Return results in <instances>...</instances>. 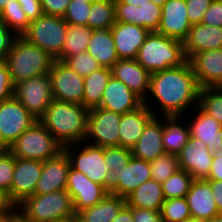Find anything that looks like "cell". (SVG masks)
Masks as SVG:
<instances>
[{
	"label": "cell",
	"instance_id": "cell-30",
	"mask_svg": "<svg viewBox=\"0 0 222 222\" xmlns=\"http://www.w3.org/2000/svg\"><path fill=\"white\" fill-rule=\"evenodd\" d=\"M126 205V198L108 193L98 204L76 214L81 222H112Z\"/></svg>",
	"mask_w": 222,
	"mask_h": 222
},
{
	"label": "cell",
	"instance_id": "cell-14",
	"mask_svg": "<svg viewBox=\"0 0 222 222\" xmlns=\"http://www.w3.org/2000/svg\"><path fill=\"white\" fill-rule=\"evenodd\" d=\"M66 191L71 196L75 214L98 204L109 193L72 166L68 171Z\"/></svg>",
	"mask_w": 222,
	"mask_h": 222
},
{
	"label": "cell",
	"instance_id": "cell-37",
	"mask_svg": "<svg viewBox=\"0 0 222 222\" xmlns=\"http://www.w3.org/2000/svg\"><path fill=\"white\" fill-rule=\"evenodd\" d=\"M198 106L222 125V91L218 87L201 88Z\"/></svg>",
	"mask_w": 222,
	"mask_h": 222
},
{
	"label": "cell",
	"instance_id": "cell-36",
	"mask_svg": "<svg viewBox=\"0 0 222 222\" xmlns=\"http://www.w3.org/2000/svg\"><path fill=\"white\" fill-rule=\"evenodd\" d=\"M0 19L5 26L17 36H21L31 23L17 0L7 4L6 7L0 11Z\"/></svg>",
	"mask_w": 222,
	"mask_h": 222
},
{
	"label": "cell",
	"instance_id": "cell-39",
	"mask_svg": "<svg viewBox=\"0 0 222 222\" xmlns=\"http://www.w3.org/2000/svg\"><path fill=\"white\" fill-rule=\"evenodd\" d=\"M150 163L151 179L164 182L169 176L180 169L178 156L165 153Z\"/></svg>",
	"mask_w": 222,
	"mask_h": 222
},
{
	"label": "cell",
	"instance_id": "cell-6",
	"mask_svg": "<svg viewBox=\"0 0 222 222\" xmlns=\"http://www.w3.org/2000/svg\"><path fill=\"white\" fill-rule=\"evenodd\" d=\"M8 150L16 158L44 162L60 153L63 146L37 120L16 139Z\"/></svg>",
	"mask_w": 222,
	"mask_h": 222
},
{
	"label": "cell",
	"instance_id": "cell-2",
	"mask_svg": "<svg viewBox=\"0 0 222 222\" xmlns=\"http://www.w3.org/2000/svg\"><path fill=\"white\" fill-rule=\"evenodd\" d=\"M88 113L83 105L53 99L38 121L64 147L85 141Z\"/></svg>",
	"mask_w": 222,
	"mask_h": 222
},
{
	"label": "cell",
	"instance_id": "cell-33",
	"mask_svg": "<svg viewBox=\"0 0 222 222\" xmlns=\"http://www.w3.org/2000/svg\"><path fill=\"white\" fill-rule=\"evenodd\" d=\"M92 31L87 26L68 24L62 51L55 59L64 61L71 55L86 52Z\"/></svg>",
	"mask_w": 222,
	"mask_h": 222
},
{
	"label": "cell",
	"instance_id": "cell-16",
	"mask_svg": "<svg viewBox=\"0 0 222 222\" xmlns=\"http://www.w3.org/2000/svg\"><path fill=\"white\" fill-rule=\"evenodd\" d=\"M191 111L188 115H184L190 130V137L205 143L208 150L214 155H222V125L199 106Z\"/></svg>",
	"mask_w": 222,
	"mask_h": 222
},
{
	"label": "cell",
	"instance_id": "cell-35",
	"mask_svg": "<svg viewBox=\"0 0 222 222\" xmlns=\"http://www.w3.org/2000/svg\"><path fill=\"white\" fill-rule=\"evenodd\" d=\"M194 178L185 170L179 169L161 183L165 199L183 198L190 190Z\"/></svg>",
	"mask_w": 222,
	"mask_h": 222
},
{
	"label": "cell",
	"instance_id": "cell-22",
	"mask_svg": "<svg viewBox=\"0 0 222 222\" xmlns=\"http://www.w3.org/2000/svg\"><path fill=\"white\" fill-rule=\"evenodd\" d=\"M111 32L119 59H136L140 47L150 33L146 28L123 22H115Z\"/></svg>",
	"mask_w": 222,
	"mask_h": 222
},
{
	"label": "cell",
	"instance_id": "cell-13",
	"mask_svg": "<svg viewBox=\"0 0 222 222\" xmlns=\"http://www.w3.org/2000/svg\"><path fill=\"white\" fill-rule=\"evenodd\" d=\"M53 97L56 100L83 105L84 77L63 61L56 60L49 71Z\"/></svg>",
	"mask_w": 222,
	"mask_h": 222
},
{
	"label": "cell",
	"instance_id": "cell-29",
	"mask_svg": "<svg viewBox=\"0 0 222 222\" xmlns=\"http://www.w3.org/2000/svg\"><path fill=\"white\" fill-rule=\"evenodd\" d=\"M87 52L96 59L101 67L111 69L119 60L111 28L93 30Z\"/></svg>",
	"mask_w": 222,
	"mask_h": 222
},
{
	"label": "cell",
	"instance_id": "cell-55",
	"mask_svg": "<svg viewBox=\"0 0 222 222\" xmlns=\"http://www.w3.org/2000/svg\"><path fill=\"white\" fill-rule=\"evenodd\" d=\"M112 222H134L132 215V207L127 204L121 209L119 214L116 216Z\"/></svg>",
	"mask_w": 222,
	"mask_h": 222
},
{
	"label": "cell",
	"instance_id": "cell-62",
	"mask_svg": "<svg viewBox=\"0 0 222 222\" xmlns=\"http://www.w3.org/2000/svg\"><path fill=\"white\" fill-rule=\"evenodd\" d=\"M158 6H163L167 0H150Z\"/></svg>",
	"mask_w": 222,
	"mask_h": 222
},
{
	"label": "cell",
	"instance_id": "cell-32",
	"mask_svg": "<svg viewBox=\"0 0 222 222\" xmlns=\"http://www.w3.org/2000/svg\"><path fill=\"white\" fill-rule=\"evenodd\" d=\"M111 77L112 70L105 67H101L84 77V107L91 109L100 105L104 90Z\"/></svg>",
	"mask_w": 222,
	"mask_h": 222
},
{
	"label": "cell",
	"instance_id": "cell-15",
	"mask_svg": "<svg viewBox=\"0 0 222 222\" xmlns=\"http://www.w3.org/2000/svg\"><path fill=\"white\" fill-rule=\"evenodd\" d=\"M43 162L15 157L12 185L7 193L9 201L17 206L25 198L34 195L38 180L42 174Z\"/></svg>",
	"mask_w": 222,
	"mask_h": 222
},
{
	"label": "cell",
	"instance_id": "cell-40",
	"mask_svg": "<svg viewBox=\"0 0 222 222\" xmlns=\"http://www.w3.org/2000/svg\"><path fill=\"white\" fill-rule=\"evenodd\" d=\"M162 15V7L152 1L137 6V26L148 29L150 32L157 31Z\"/></svg>",
	"mask_w": 222,
	"mask_h": 222
},
{
	"label": "cell",
	"instance_id": "cell-58",
	"mask_svg": "<svg viewBox=\"0 0 222 222\" xmlns=\"http://www.w3.org/2000/svg\"><path fill=\"white\" fill-rule=\"evenodd\" d=\"M150 0H114L115 3H125V4H130V5H135V6H141L144 4H147Z\"/></svg>",
	"mask_w": 222,
	"mask_h": 222
},
{
	"label": "cell",
	"instance_id": "cell-7",
	"mask_svg": "<svg viewBox=\"0 0 222 222\" xmlns=\"http://www.w3.org/2000/svg\"><path fill=\"white\" fill-rule=\"evenodd\" d=\"M67 28L63 17L43 14L28 25L21 37L56 58L62 51Z\"/></svg>",
	"mask_w": 222,
	"mask_h": 222
},
{
	"label": "cell",
	"instance_id": "cell-52",
	"mask_svg": "<svg viewBox=\"0 0 222 222\" xmlns=\"http://www.w3.org/2000/svg\"><path fill=\"white\" fill-rule=\"evenodd\" d=\"M132 215L134 222H162L161 211L132 207Z\"/></svg>",
	"mask_w": 222,
	"mask_h": 222
},
{
	"label": "cell",
	"instance_id": "cell-1",
	"mask_svg": "<svg viewBox=\"0 0 222 222\" xmlns=\"http://www.w3.org/2000/svg\"><path fill=\"white\" fill-rule=\"evenodd\" d=\"M200 89L187 60L181 66L152 73L148 94L143 102L155 116H184L193 106L196 108L199 105Z\"/></svg>",
	"mask_w": 222,
	"mask_h": 222
},
{
	"label": "cell",
	"instance_id": "cell-20",
	"mask_svg": "<svg viewBox=\"0 0 222 222\" xmlns=\"http://www.w3.org/2000/svg\"><path fill=\"white\" fill-rule=\"evenodd\" d=\"M188 62L200 88L218 87L222 82V48L194 54Z\"/></svg>",
	"mask_w": 222,
	"mask_h": 222
},
{
	"label": "cell",
	"instance_id": "cell-66",
	"mask_svg": "<svg viewBox=\"0 0 222 222\" xmlns=\"http://www.w3.org/2000/svg\"><path fill=\"white\" fill-rule=\"evenodd\" d=\"M186 222H200V221H196V220H189V221H186Z\"/></svg>",
	"mask_w": 222,
	"mask_h": 222
},
{
	"label": "cell",
	"instance_id": "cell-41",
	"mask_svg": "<svg viewBox=\"0 0 222 222\" xmlns=\"http://www.w3.org/2000/svg\"><path fill=\"white\" fill-rule=\"evenodd\" d=\"M63 62L82 77H85L91 74L93 71L101 68L96 59L87 51L76 55H71Z\"/></svg>",
	"mask_w": 222,
	"mask_h": 222
},
{
	"label": "cell",
	"instance_id": "cell-28",
	"mask_svg": "<svg viewBox=\"0 0 222 222\" xmlns=\"http://www.w3.org/2000/svg\"><path fill=\"white\" fill-rule=\"evenodd\" d=\"M190 138L184 116H163L162 141L165 153L178 155Z\"/></svg>",
	"mask_w": 222,
	"mask_h": 222
},
{
	"label": "cell",
	"instance_id": "cell-25",
	"mask_svg": "<svg viewBox=\"0 0 222 222\" xmlns=\"http://www.w3.org/2000/svg\"><path fill=\"white\" fill-rule=\"evenodd\" d=\"M185 199L189 205L192 220L201 222L219 215L210 183L206 179H194Z\"/></svg>",
	"mask_w": 222,
	"mask_h": 222
},
{
	"label": "cell",
	"instance_id": "cell-4",
	"mask_svg": "<svg viewBox=\"0 0 222 222\" xmlns=\"http://www.w3.org/2000/svg\"><path fill=\"white\" fill-rule=\"evenodd\" d=\"M137 62L151 74L183 65L187 59L183 42L150 32L138 51Z\"/></svg>",
	"mask_w": 222,
	"mask_h": 222
},
{
	"label": "cell",
	"instance_id": "cell-12",
	"mask_svg": "<svg viewBox=\"0 0 222 222\" xmlns=\"http://www.w3.org/2000/svg\"><path fill=\"white\" fill-rule=\"evenodd\" d=\"M121 114L95 107L89 109L85 142L100 147L119 145Z\"/></svg>",
	"mask_w": 222,
	"mask_h": 222
},
{
	"label": "cell",
	"instance_id": "cell-21",
	"mask_svg": "<svg viewBox=\"0 0 222 222\" xmlns=\"http://www.w3.org/2000/svg\"><path fill=\"white\" fill-rule=\"evenodd\" d=\"M144 104L143 100L132 92L122 81L109 79L98 107L124 114L134 111Z\"/></svg>",
	"mask_w": 222,
	"mask_h": 222
},
{
	"label": "cell",
	"instance_id": "cell-17",
	"mask_svg": "<svg viewBox=\"0 0 222 222\" xmlns=\"http://www.w3.org/2000/svg\"><path fill=\"white\" fill-rule=\"evenodd\" d=\"M191 27L186 0H167L162 6L161 20L156 32L183 42Z\"/></svg>",
	"mask_w": 222,
	"mask_h": 222
},
{
	"label": "cell",
	"instance_id": "cell-50",
	"mask_svg": "<svg viewBox=\"0 0 222 222\" xmlns=\"http://www.w3.org/2000/svg\"><path fill=\"white\" fill-rule=\"evenodd\" d=\"M44 14L63 17L71 0H40Z\"/></svg>",
	"mask_w": 222,
	"mask_h": 222
},
{
	"label": "cell",
	"instance_id": "cell-18",
	"mask_svg": "<svg viewBox=\"0 0 222 222\" xmlns=\"http://www.w3.org/2000/svg\"><path fill=\"white\" fill-rule=\"evenodd\" d=\"M213 155L205 143L190 137L177 156L180 169L188 172L194 179H206L209 176Z\"/></svg>",
	"mask_w": 222,
	"mask_h": 222
},
{
	"label": "cell",
	"instance_id": "cell-10",
	"mask_svg": "<svg viewBox=\"0 0 222 222\" xmlns=\"http://www.w3.org/2000/svg\"><path fill=\"white\" fill-rule=\"evenodd\" d=\"M63 149L74 169L85 174L91 181L104 186V177L108 172L104 160V147L91 145L84 141L66 145Z\"/></svg>",
	"mask_w": 222,
	"mask_h": 222
},
{
	"label": "cell",
	"instance_id": "cell-43",
	"mask_svg": "<svg viewBox=\"0 0 222 222\" xmlns=\"http://www.w3.org/2000/svg\"><path fill=\"white\" fill-rule=\"evenodd\" d=\"M132 157V151L122 146L104 147V160L108 169L113 171L126 167Z\"/></svg>",
	"mask_w": 222,
	"mask_h": 222
},
{
	"label": "cell",
	"instance_id": "cell-64",
	"mask_svg": "<svg viewBox=\"0 0 222 222\" xmlns=\"http://www.w3.org/2000/svg\"><path fill=\"white\" fill-rule=\"evenodd\" d=\"M73 1L93 2L94 0H73Z\"/></svg>",
	"mask_w": 222,
	"mask_h": 222
},
{
	"label": "cell",
	"instance_id": "cell-24",
	"mask_svg": "<svg viewBox=\"0 0 222 222\" xmlns=\"http://www.w3.org/2000/svg\"><path fill=\"white\" fill-rule=\"evenodd\" d=\"M162 135L163 116H154L146 124L139 140L131 149L132 156L151 162L165 154Z\"/></svg>",
	"mask_w": 222,
	"mask_h": 222
},
{
	"label": "cell",
	"instance_id": "cell-51",
	"mask_svg": "<svg viewBox=\"0 0 222 222\" xmlns=\"http://www.w3.org/2000/svg\"><path fill=\"white\" fill-rule=\"evenodd\" d=\"M30 22L44 14L40 0H17Z\"/></svg>",
	"mask_w": 222,
	"mask_h": 222
},
{
	"label": "cell",
	"instance_id": "cell-34",
	"mask_svg": "<svg viewBox=\"0 0 222 222\" xmlns=\"http://www.w3.org/2000/svg\"><path fill=\"white\" fill-rule=\"evenodd\" d=\"M116 22L114 0H94L91 3L87 27L92 30L109 29Z\"/></svg>",
	"mask_w": 222,
	"mask_h": 222
},
{
	"label": "cell",
	"instance_id": "cell-26",
	"mask_svg": "<svg viewBox=\"0 0 222 222\" xmlns=\"http://www.w3.org/2000/svg\"><path fill=\"white\" fill-rule=\"evenodd\" d=\"M183 47L187 60L199 52L222 48V27L203 23L192 25Z\"/></svg>",
	"mask_w": 222,
	"mask_h": 222
},
{
	"label": "cell",
	"instance_id": "cell-61",
	"mask_svg": "<svg viewBox=\"0 0 222 222\" xmlns=\"http://www.w3.org/2000/svg\"><path fill=\"white\" fill-rule=\"evenodd\" d=\"M16 0H0V11L6 7L7 4H10L11 2H14Z\"/></svg>",
	"mask_w": 222,
	"mask_h": 222
},
{
	"label": "cell",
	"instance_id": "cell-42",
	"mask_svg": "<svg viewBox=\"0 0 222 222\" xmlns=\"http://www.w3.org/2000/svg\"><path fill=\"white\" fill-rule=\"evenodd\" d=\"M91 3L71 0L63 19L70 25L87 26Z\"/></svg>",
	"mask_w": 222,
	"mask_h": 222
},
{
	"label": "cell",
	"instance_id": "cell-5",
	"mask_svg": "<svg viewBox=\"0 0 222 222\" xmlns=\"http://www.w3.org/2000/svg\"><path fill=\"white\" fill-rule=\"evenodd\" d=\"M17 209L31 222H59L76 217L66 190L31 195L18 204Z\"/></svg>",
	"mask_w": 222,
	"mask_h": 222
},
{
	"label": "cell",
	"instance_id": "cell-19",
	"mask_svg": "<svg viewBox=\"0 0 222 222\" xmlns=\"http://www.w3.org/2000/svg\"><path fill=\"white\" fill-rule=\"evenodd\" d=\"M70 159L63 149L55 157L43 162L42 174L38 180L34 194H47L66 190Z\"/></svg>",
	"mask_w": 222,
	"mask_h": 222
},
{
	"label": "cell",
	"instance_id": "cell-54",
	"mask_svg": "<svg viewBox=\"0 0 222 222\" xmlns=\"http://www.w3.org/2000/svg\"><path fill=\"white\" fill-rule=\"evenodd\" d=\"M206 180H222V155H213L211 169Z\"/></svg>",
	"mask_w": 222,
	"mask_h": 222
},
{
	"label": "cell",
	"instance_id": "cell-31",
	"mask_svg": "<svg viewBox=\"0 0 222 222\" xmlns=\"http://www.w3.org/2000/svg\"><path fill=\"white\" fill-rule=\"evenodd\" d=\"M165 201L161 183L149 179L126 197V204L133 208L161 211Z\"/></svg>",
	"mask_w": 222,
	"mask_h": 222
},
{
	"label": "cell",
	"instance_id": "cell-27",
	"mask_svg": "<svg viewBox=\"0 0 222 222\" xmlns=\"http://www.w3.org/2000/svg\"><path fill=\"white\" fill-rule=\"evenodd\" d=\"M154 116L145 104L134 111L122 114L119 124V146L131 150L139 140L146 124Z\"/></svg>",
	"mask_w": 222,
	"mask_h": 222
},
{
	"label": "cell",
	"instance_id": "cell-9",
	"mask_svg": "<svg viewBox=\"0 0 222 222\" xmlns=\"http://www.w3.org/2000/svg\"><path fill=\"white\" fill-rule=\"evenodd\" d=\"M36 121L14 96L0 102V148L8 149Z\"/></svg>",
	"mask_w": 222,
	"mask_h": 222
},
{
	"label": "cell",
	"instance_id": "cell-44",
	"mask_svg": "<svg viewBox=\"0 0 222 222\" xmlns=\"http://www.w3.org/2000/svg\"><path fill=\"white\" fill-rule=\"evenodd\" d=\"M15 168V156L8 149H0V188L9 192Z\"/></svg>",
	"mask_w": 222,
	"mask_h": 222
},
{
	"label": "cell",
	"instance_id": "cell-45",
	"mask_svg": "<svg viewBox=\"0 0 222 222\" xmlns=\"http://www.w3.org/2000/svg\"><path fill=\"white\" fill-rule=\"evenodd\" d=\"M212 0H186L188 19L191 25L202 22L204 13L209 8Z\"/></svg>",
	"mask_w": 222,
	"mask_h": 222
},
{
	"label": "cell",
	"instance_id": "cell-3",
	"mask_svg": "<svg viewBox=\"0 0 222 222\" xmlns=\"http://www.w3.org/2000/svg\"><path fill=\"white\" fill-rule=\"evenodd\" d=\"M13 85L20 81L48 74L55 58L47 51L17 36L6 58Z\"/></svg>",
	"mask_w": 222,
	"mask_h": 222
},
{
	"label": "cell",
	"instance_id": "cell-65",
	"mask_svg": "<svg viewBox=\"0 0 222 222\" xmlns=\"http://www.w3.org/2000/svg\"><path fill=\"white\" fill-rule=\"evenodd\" d=\"M218 88L222 91V82L218 85Z\"/></svg>",
	"mask_w": 222,
	"mask_h": 222
},
{
	"label": "cell",
	"instance_id": "cell-23",
	"mask_svg": "<svg viewBox=\"0 0 222 222\" xmlns=\"http://www.w3.org/2000/svg\"><path fill=\"white\" fill-rule=\"evenodd\" d=\"M111 70L114 78L122 81L143 101L146 99L151 73L140 65L136 59H119Z\"/></svg>",
	"mask_w": 222,
	"mask_h": 222
},
{
	"label": "cell",
	"instance_id": "cell-53",
	"mask_svg": "<svg viewBox=\"0 0 222 222\" xmlns=\"http://www.w3.org/2000/svg\"><path fill=\"white\" fill-rule=\"evenodd\" d=\"M219 214H222V180H208Z\"/></svg>",
	"mask_w": 222,
	"mask_h": 222
},
{
	"label": "cell",
	"instance_id": "cell-47",
	"mask_svg": "<svg viewBox=\"0 0 222 222\" xmlns=\"http://www.w3.org/2000/svg\"><path fill=\"white\" fill-rule=\"evenodd\" d=\"M116 22L137 25V6L115 3Z\"/></svg>",
	"mask_w": 222,
	"mask_h": 222
},
{
	"label": "cell",
	"instance_id": "cell-38",
	"mask_svg": "<svg viewBox=\"0 0 222 222\" xmlns=\"http://www.w3.org/2000/svg\"><path fill=\"white\" fill-rule=\"evenodd\" d=\"M162 222H186L192 220L185 197L165 199L161 208Z\"/></svg>",
	"mask_w": 222,
	"mask_h": 222
},
{
	"label": "cell",
	"instance_id": "cell-46",
	"mask_svg": "<svg viewBox=\"0 0 222 222\" xmlns=\"http://www.w3.org/2000/svg\"><path fill=\"white\" fill-rule=\"evenodd\" d=\"M14 85L5 60H0V102L13 97Z\"/></svg>",
	"mask_w": 222,
	"mask_h": 222
},
{
	"label": "cell",
	"instance_id": "cell-56",
	"mask_svg": "<svg viewBox=\"0 0 222 222\" xmlns=\"http://www.w3.org/2000/svg\"><path fill=\"white\" fill-rule=\"evenodd\" d=\"M14 205L9 201L7 193L0 188V213L11 210Z\"/></svg>",
	"mask_w": 222,
	"mask_h": 222
},
{
	"label": "cell",
	"instance_id": "cell-60",
	"mask_svg": "<svg viewBox=\"0 0 222 222\" xmlns=\"http://www.w3.org/2000/svg\"><path fill=\"white\" fill-rule=\"evenodd\" d=\"M201 222H222V214H219L217 216H214L208 220H204V221H201Z\"/></svg>",
	"mask_w": 222,
	"mask_h": 222
},
{
	"label": "cell",
	"instance_id": "cell-59",
	"mask_svg": "<svg viewBox=\"0 0 222 222\" xmlns=\"http://www.w3.org/2000/svg\"><path fill=\"white\" fill-rule=\"evenodd\" d=\"M0 222H10V210L0 213Z\"/></svg>",
	"mask_w": 222,
	"mask_h": 222
},
{
	"label": "cell",
	"instance_id": "cell-63",
	"mask_svg": "<svg viewBox=\"0 0 222 222\" xmlns=\"http://www.w3.org/2000/svg\"><path fill=\"white\" fill-rule=\"evenodd\" d=\"M59 222H76V217L73 219L65 220V221H59Z\"/></svg>",
	"mask_w": 222,
	"mask_h": 222
},
{
	"label": "cell",
	"instance_id": "cell-48",
	"mask_svg": "<svg viewBox=\"0 0 222 222\" xmlns=\"http://www.w3.org/2000/svg\"><path fill=\"white\" fill-rule=\"evenodd\" d=\"M201 23L222 27V0H212Z\"/></svg>",
	"mask_w": 222,
	"mask_h": 222
},
{
	"label": "cell",
	"instance_id": "cell-57",
	"mask_svg": "<svg viewBox=\"0 0 222 222\" xmlns=\"http://www.w3.org/2000/svg\"><path fill=\"white\" fill-rule=\"evenodd\" d=\"M10 222H31L25 218L17 209V206H14L10 210Z\"/></svg>",
	"mask_w": 222,
	"mask_h": 222
},
{
	"label": "cell",
	"instance_id": "cell-11",
	"mask_svg": "<svg viewBox=\"0 0 222 222\" xmlns=\"http://www.w3.org/2000/svg\"><path fill=\"white\" fill-rule=\"evenodd\" d=\"M149 179H151L150 163L132 156L126 167L115 171L108 169L104 177V188L109 193L126 198Z\"/></svg>",
	"mask_w": 222,
	"mask_h": 222
},
{
	"label": "cell",
	"instance_id": "cell-49",
	"mask_svg": "<svg viewBox=\"0 0 222 222\" xmlns=\"http://www.w3.org/2000/svg\"><path fill=\"white\" fill-rule=\"evenodd\" d=\"M17 35L0 19V60H6Z\"/></svg>",
	"mask_w": 222,
	"mask_h": 222
},
{
	"label": "cell",
	"instance_id": "cell-8",
	"mask_svg": "<svg viewBox=\"0 0 222 222\" xmlns=\"http://www.w3.org/2000/svg\"><path fill=\"white\" fill-rule=\"evenodd\" d=\"M13 96L38 120L54 99L49 73L15 84Z\"/></svg>",
	"mask_w": 222,
	"mask_h": 222
}]
</instances>
